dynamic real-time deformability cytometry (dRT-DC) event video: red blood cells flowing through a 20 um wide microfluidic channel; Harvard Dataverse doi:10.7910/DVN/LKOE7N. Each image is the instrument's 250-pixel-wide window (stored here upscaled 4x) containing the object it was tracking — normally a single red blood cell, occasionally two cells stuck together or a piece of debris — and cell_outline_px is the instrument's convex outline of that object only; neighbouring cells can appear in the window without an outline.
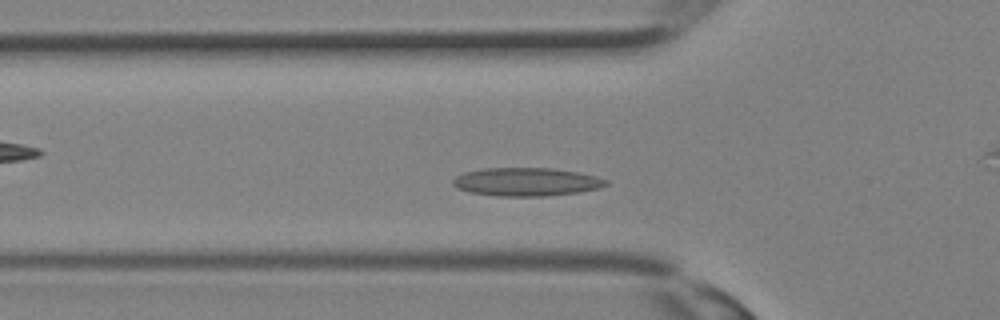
{"species": "Egyptian fruit bat (a non-hibernating species)", "species_latin": "Rousettus aegyptiacus", "temperature_condition": "room temperature", "stored_images_in_passage": 29, "camera_frame_rate_fps": 3000, "um_per_image_px": 0.085, "animal": {"sex": "female"}, "frame": {"image": 1, "passage_image": 6, "time_ms": 1.667, "image_size_px": [1000, 320], "cell_outline_px": [[608, 184], [600, 188], [580, 192], [544, 196], [496, 196], [468, 192], [456, 188], [452, 184], [452, 180], [456, 176], [464, 172], [484, 168], [552, 168], [580, 172], [596, 176], [608, 180]], "centroid_in_image_um": [44.74, 15.46], "position_along_channel_um": 81.1, "area_um2": 25.49}}
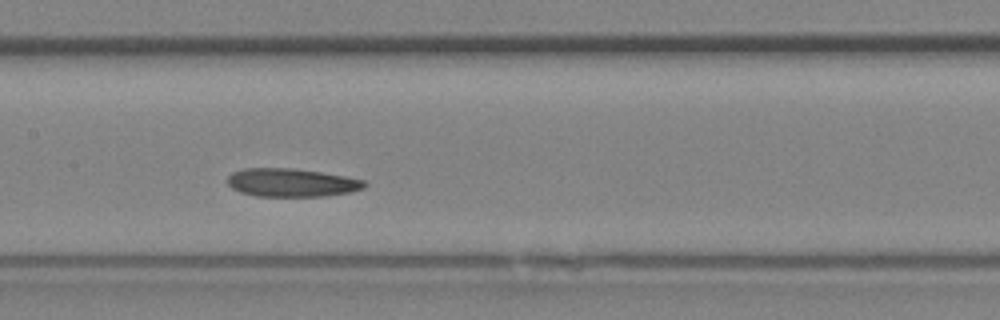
{"frame": {"image": 2, "passage_image": 11, "time_ms": 3.333, "image_size_px": [1000, 320], "cell_outline_px": [[368, 184], [364, 188], [352, 192], [328, 196], [256, 196], [240, 192], [232, 188], [228, 184], [228, 176], [232, 172], [244, 168], [292, 168], [320, 172], [344, 176], [364, 180]], "centroid_in_image_um": [24.8, 15.52], "position_along_channel_um": 182.6, "area_um2": 22.66}}
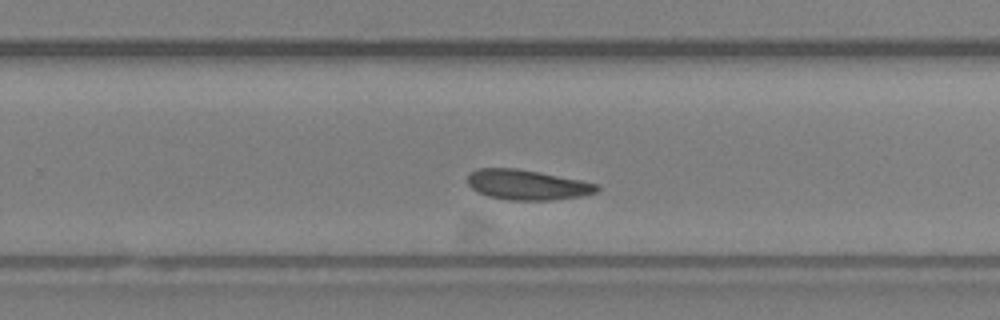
{"frame": {"image": 3, "passage_image": 16, "time_ms": 5.0, "image_size_px": [1000, 320], "cell_outline_px": [[600, 188], [596, 192], [584, 196], [552, 200], [508, 200], [488, 196], [472, 188], [468, 184], [468, 176], [476, 168], [516, 168], [540, 172], [600, 184]], "centroid_in_image_um": [44.85, 15.71], "position_along_channel_um": 285.0, "area_um2": 22.72}}